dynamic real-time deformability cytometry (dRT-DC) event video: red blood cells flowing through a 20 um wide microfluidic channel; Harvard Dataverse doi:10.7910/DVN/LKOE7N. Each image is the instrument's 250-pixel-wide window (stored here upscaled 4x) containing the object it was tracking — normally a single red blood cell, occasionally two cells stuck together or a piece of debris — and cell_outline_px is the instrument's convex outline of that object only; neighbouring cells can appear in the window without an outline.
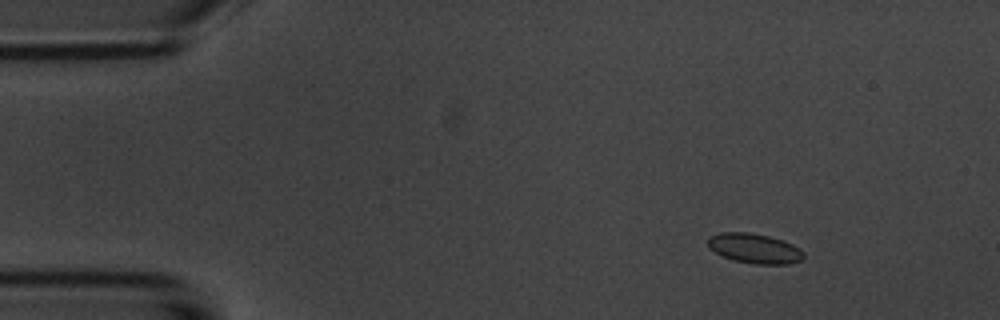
{"species": "common noctule bat (a hibernating species)", "species_latin": "Nyctalus noctula", "temperature_condition": "room temperature", "stored_images_in_passage": 6, "camera_frame_rate_fps": 3000, "um_per_image_px": 0.085, "animal": {"sex": "male", "body_mass_g": 20.1, "forearm_length_mm": 53.5}, "frame": {"image": 1, "passage_image": 3, "time_ms": 2.333, "image_size_px": [1000, 320], "cell_outline_px": [[804, 256], [800, 260], [788, 264], [756, 264], [732, 260], [708, 248], [708, 236], [720, 232], [748, 232], [768, 236], [784, 240], [800, 248], [804, 252]], "centroid_in_image_um": [64.13, 21.11], "position_along_channel_um": 20.9, "area_um2": 16.7}}
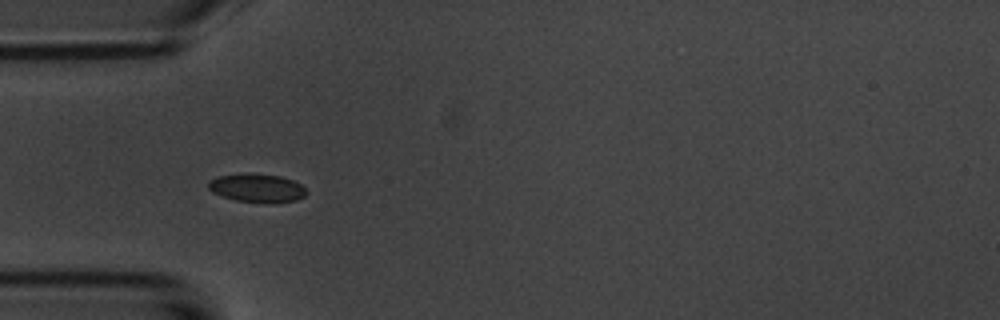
{"frame": {"image": 2, "passage_image": 5, "time_ms": 5.667, "image_size_px": [1000, 320], "cell_outline_px": [[308, 192], [304, 196], [296, 200], [272, 204], [264, 204], [236, 200], [212, 192], [208, 188], [208, 184], [212, 180], [220, 176], [244, 172], [280, 176], [292, 180], [300, 184]], "centroid_in_image_um": [21.88, 15.99], "position_along_channel_um": 63.1, "area_um2": 16.42}}